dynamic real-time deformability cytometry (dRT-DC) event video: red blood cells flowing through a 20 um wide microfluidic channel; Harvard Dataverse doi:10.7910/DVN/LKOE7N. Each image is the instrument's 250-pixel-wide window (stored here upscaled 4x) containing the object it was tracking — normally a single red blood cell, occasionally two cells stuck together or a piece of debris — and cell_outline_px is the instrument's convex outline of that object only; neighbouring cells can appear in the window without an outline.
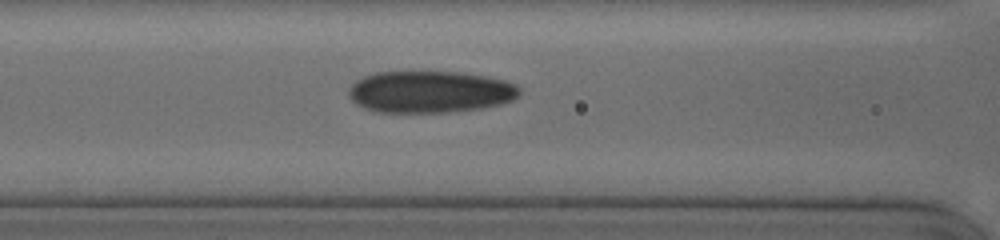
{"species": "human", "species_latin": "Homo sapiens", "temperature_condition": "cold", "stored_images_in_passage": 47, "camera_frame_rate_fps": 3000, "um_per_image_px": 0.085, "donor": {"sex": "female"}, "frame": {"image": 1, "passage_image": 23, "time_ms": 7.333, "image_size_px": [1000, 240], "cell_outline_px": [[520, 92], [512, 100], [500, 104], [480, 108], [448, 112], [376, 112], [364, 108], [356, 104], [348, 96], [348, 88], [356, 80], [364, 76], [376, 72], [456, 72], [484, 76], [504, 80], [516, 84], [520, 88]], "centroid_in_image_um": [36.51, 7.81], "position_along_channel_um": 130.1, "area_um2": 41.62}}
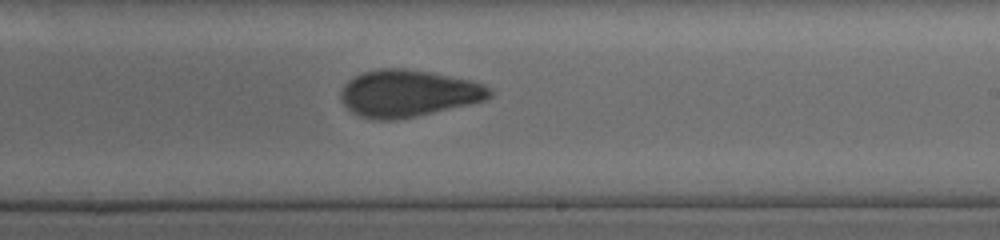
{"frame": {"image": 2, "passage_image": 33, "time_ms": 10.667, "image_size_px": [1000, 240], "cell_outline_px": [[492, 96], [484, 100], [468, 104], [416, 116], [392, 120], [376, 120], [360, 116], [352, 112], [344, 104], [340, 96], [340, 92], [344, 84], [348, 80], [364, 72], [380, 68], [404, 68], [428, 72], [472, 80], [484, 84], [492, 88]], "centroid_in_image_um": [34.69, 7.93], "position_along_channel_um": 254.3, "area_um2": 40.52}}
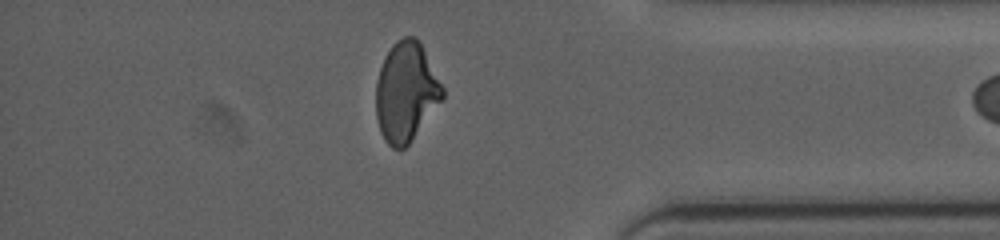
{"frame": {"image": 3, "passage_image": 46, "time_ms": 15.0, "image_size_px": [1000, 240], "cell_outline_px": [[444, 96], [412, 140], [404, 148], [392, 148], [384, 140], [380, 132], [376, 116], [376, 80], [384, 56], [392, 44], [396, 40], [404, 36], [416, 36], [420, 40], [444, 88]], "centroid_in_image_um": [34.5, 7.78], "position_along_channel_um": 400.7, "area_um2": 38.73}}